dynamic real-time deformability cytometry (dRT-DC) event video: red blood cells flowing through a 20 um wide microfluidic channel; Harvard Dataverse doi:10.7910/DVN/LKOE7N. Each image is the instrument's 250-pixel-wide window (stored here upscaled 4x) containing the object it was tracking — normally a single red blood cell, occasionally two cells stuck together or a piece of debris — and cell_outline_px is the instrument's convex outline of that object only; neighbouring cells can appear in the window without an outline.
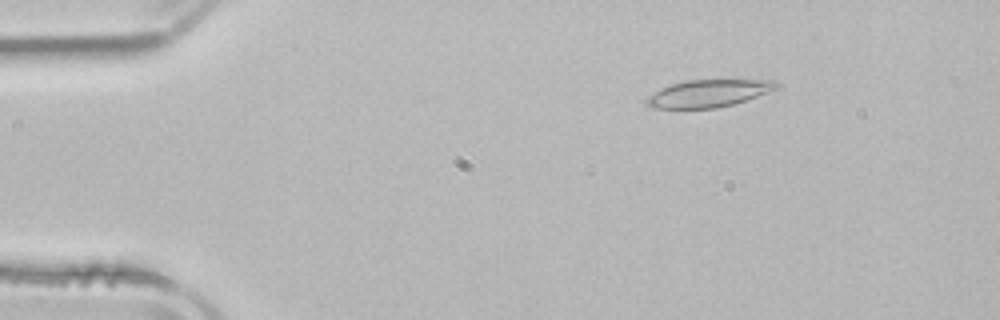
{"species": "common noctule bat (a hibernating species)", "species_latin": "Nyctalus noctula", "temperature_condition": "room temperature", "stored_images_in_passage": 4, "camera_frame_rate_fps": 3000, "um_per_image_px": 0.085, "animal": {"sex": "male", "body_mass_g": 21.5, "forearm_length_mm": 52.0}, "frame": {"image": 1, "passage_image": 2, "time_ms": 1.333, "image_size_px": [1000, 320], "cell_outline_px": [[776, 88], [756, 96], [732, 104], [716, 108], [652, 108], [644, 100], [648, 96], [660, 88], [672, 84], [688, 80], [772, 80], [776, 84]], "centroid_in_image_um": [60.13, 7.94], "position_along_channel_um": 24.9, "area_um2": 20.17}}
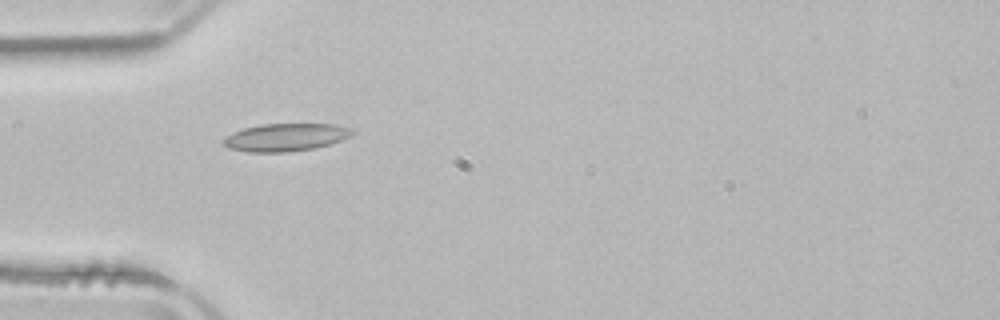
{"frame": {"image": 2, "passage_image": 4, "time_ms": 4.0, "image_size_px": [1000, 320], "cell_outline_px": [[356, 132], [352, 136], [316, 148], [288, 152], [248, 152], [228, 148], [224, 144], [224, 140], [232, 132], [244, 128], [260, 124], [336, 124], [352, 128]], "centroid_in_image_um": [24.32, 11.66], "position_along_channel_um": 60.7, "area_um2": 20.87}}